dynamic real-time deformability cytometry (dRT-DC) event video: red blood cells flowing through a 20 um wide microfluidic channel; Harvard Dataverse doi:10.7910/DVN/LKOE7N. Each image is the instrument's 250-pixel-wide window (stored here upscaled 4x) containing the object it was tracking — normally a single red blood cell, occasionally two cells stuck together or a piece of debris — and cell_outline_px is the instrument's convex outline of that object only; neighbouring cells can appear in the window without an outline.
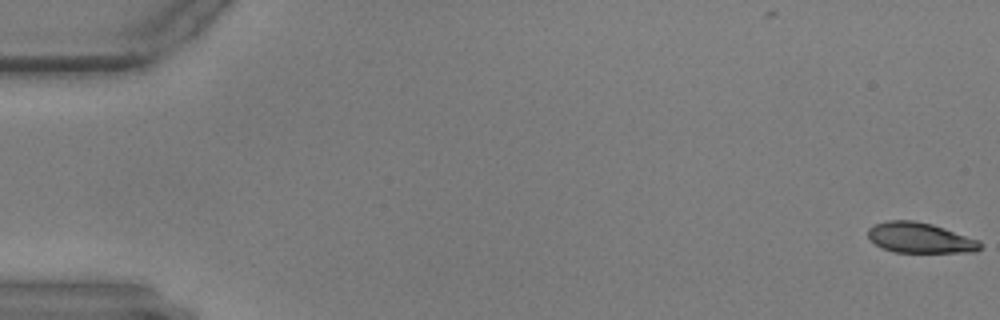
{"species": "common noctule bat (a hibernating species)", "species_latin": "Nyctalus noctula", "temperature_condition": "warm", "stored_images_in_passage": 59, "camera_frame_rate_fps": 3000, "um_per_image_px": 0.085, "animal": {"sex": "male", "body_mass_g": 17.9, "forearm_length_mm": 54.2}, "frame": {"image": 1, "passage_image": 1, "time_ms": 0.0, "image_size_px": [1000, 320], "cell_outline_px": [[984, 244], [976, 252], [896, 252], [880, 248], [868, 236], [868, 228], [872, 224], [888, 220], [916, 220], [932, 224], [980, 240]], "centroid_in_image_um": [78.21, 20.21], "position_along_channel_um": 6.8, "area_um2": 20.06}}
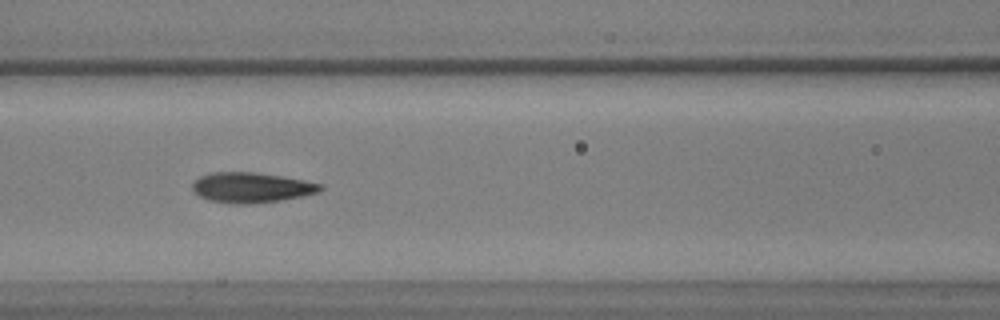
{"frame": {"image": 2, "passage_image": 26, "time_ms": 8.333, "image_size_px": [1000, 320], "cell_outline_px": [[324, 188], [320, 192], [304, 196], [280, 200], [248, 204], [236, 204], [208, 200], [192, 192], [192, 184], [200, 176], [212, 172], [256, 172], [304, 180], [324, 184]], "centroid_in_image_um": [21.39, 15.94], "position_along_channel_um": 145.2, "area_um2": 22.66}}
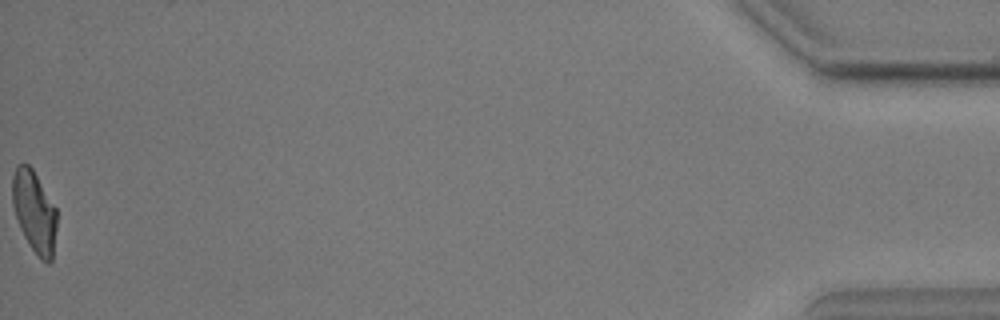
{"frame": {"image": 3, "passage_image": 59, "time_ms": 19.333, "image_size_px": [1000, 320], "cell_outline_px": [[56, 228], [52, 260], [48, 264], [40, 260], [24, 236], [20, 228], [12, 204], [12, 176], [16, 164], [28, 164], [32, 168], [56, 208]], "centroid_in_image_um": [2.91, 17.99], "position_along_channel_um": 432.3, "area_um2": 21.1}}